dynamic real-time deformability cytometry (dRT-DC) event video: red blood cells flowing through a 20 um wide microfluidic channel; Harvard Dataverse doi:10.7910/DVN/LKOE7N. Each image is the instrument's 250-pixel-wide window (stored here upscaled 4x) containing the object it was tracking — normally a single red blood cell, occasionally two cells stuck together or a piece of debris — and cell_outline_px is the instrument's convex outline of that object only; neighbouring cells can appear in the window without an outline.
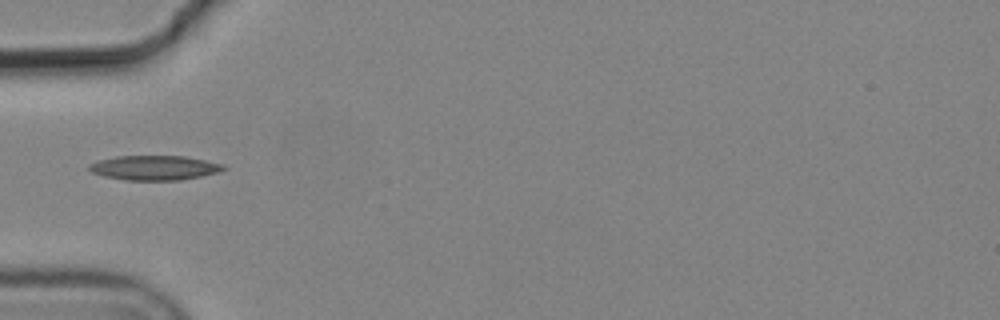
{"species": "common noctule bat (a hibernating species)", "species_latin": "Nyctalus noctula", "temperature_condition": "cold", "stored_images_in_passage": 1, "camera_frame_rate_fps": 3000, "um_per_image_px": 0.085, "animal": {"sex": "male", "body_mass_g": 19.2, "forearm_length_mm": 51.8}, "frame": {"image": 1, "passage_image": 1, "time_ms": 0.0, "image_size_px": [1000, 320], "cell_outline_px": [[228, 168], [216, 172], [200, 176], [180, 180], [124, 180], [104, 176], [92, 172], [88, 168], [88, 164], [100, 160], [116, 156], [184, 156], [224, 164]], "centroid_in_image_um": [13.11, 14.26], "position_along_channel_um": 71.9, "area_um2": 19.13}}